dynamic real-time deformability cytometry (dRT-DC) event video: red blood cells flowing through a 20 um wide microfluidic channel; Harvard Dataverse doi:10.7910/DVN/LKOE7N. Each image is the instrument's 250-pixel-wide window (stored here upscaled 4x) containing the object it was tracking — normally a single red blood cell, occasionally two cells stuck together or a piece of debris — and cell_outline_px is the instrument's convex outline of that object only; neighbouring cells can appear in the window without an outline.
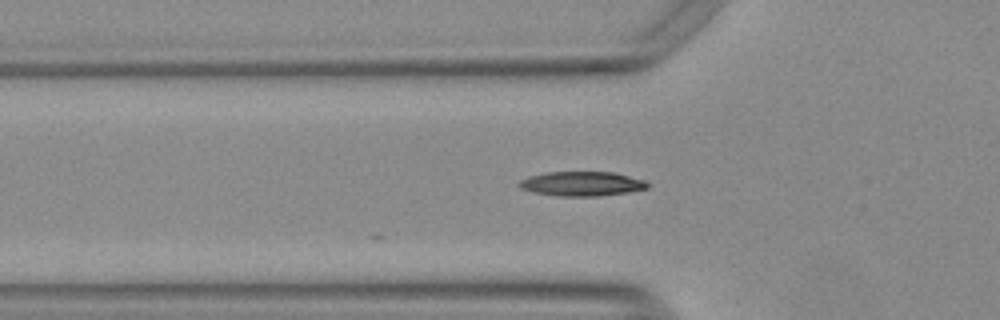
{"species": "Egyptian fruit bat (a non-hibernating species)", "species_latin": "Rousettus aegyptiacus", "temperature_condition": "warm", "stored_images_in_passage": 23, "camera_frame_rate_fps": 3000, "um_per_image_px": 0.085, "animal": {"sex": "female"}, "frame": {"image": 1, "passage_image": 3, "time_ms": 0.667, "image_size_px": [1000, 320], "cell_outline_px": [[652, 184], [648, 188], [628, 192], [596, 196], [560, 196], [536, 192], [520, 188], [516, 184], [520, 180], [528, 176], [544, 172], [612, 172], [644, 180]], "centroid_in_image_um": [49.45, 15.61], "position_along_channel_um": 76.4, "area_um2": 18.26}}
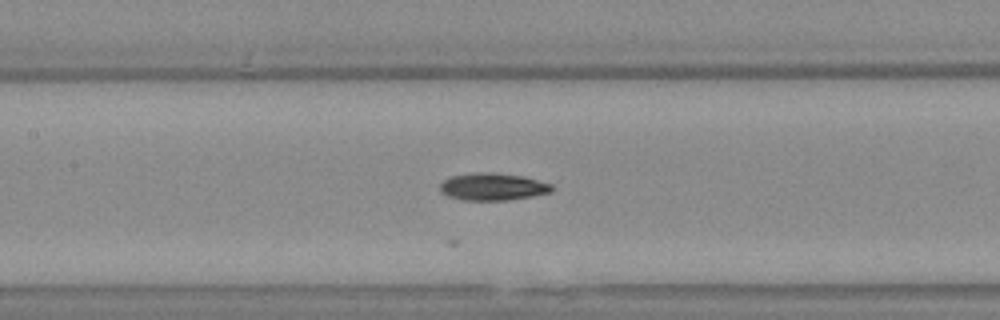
{"frame": {"image": 2, "passage_image": 10, "time_ms": 3.0, "image_size_px": [1000, 320], "cell_outline_px": [[552, 192], [532, 196], [508, 200], [460, 200], [448, 196], [440, 192], [440, 184], [444, 180], [452, 176], [480, 172], [488, 172], [524, 176], [552, 184]], "centroid_in_image_um": [41.88, 15.88], "position_along_channel_um": 165.5, "area_um2": 17.74}}
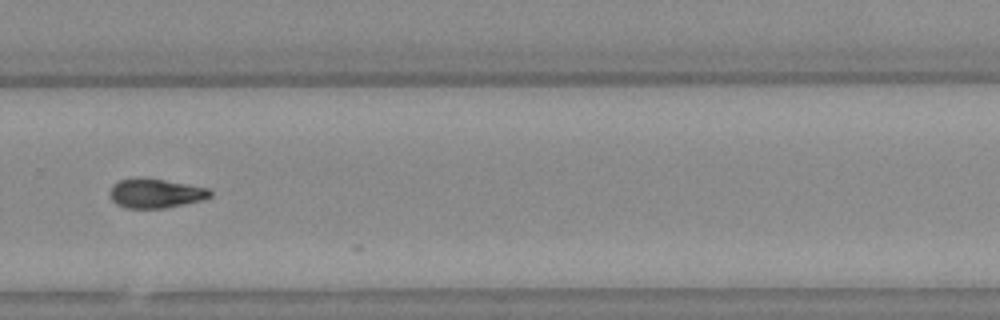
{"frame": {"image": 3, "passage_image": 22, "time_ms": 7.0, "image_size_px": [1000, 320], "cell_outline_px": [[212, 196], [204, 200], [164, 208], [128, 208], [116, 204], [108, 196], [108, 192], [112, 184], [120, 180], [132, 176], [144, 176], [208, 188], [212, 192]], "centroid_in_image_um": [13.17, 16.41], "position_along_channel_um": 316.6, "area_um2": 17.63}}